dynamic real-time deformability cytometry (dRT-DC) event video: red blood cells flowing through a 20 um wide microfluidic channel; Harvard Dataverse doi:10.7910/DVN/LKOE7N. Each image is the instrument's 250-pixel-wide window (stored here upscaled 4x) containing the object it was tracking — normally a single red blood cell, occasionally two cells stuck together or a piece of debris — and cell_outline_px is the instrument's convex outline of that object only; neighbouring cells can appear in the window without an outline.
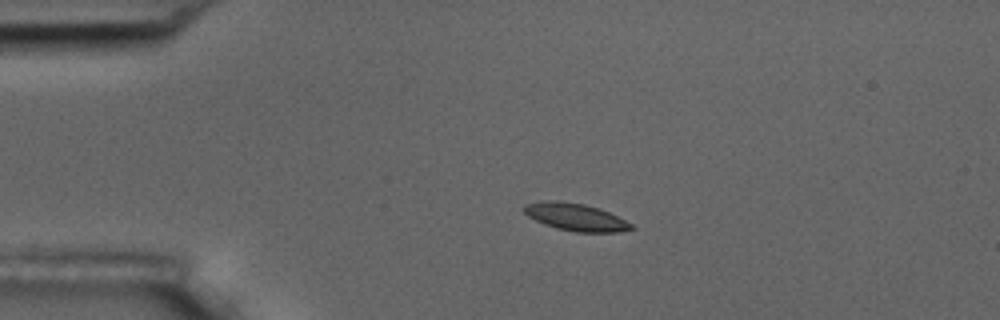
{"species": "common noctule bat (a hibernating species)", "species_latin": "Nyctalus noctula", "temperature_condition": "room temperature", "stored_images_in_passage": 3, "camera_frame_rate_fps": 3000, "um_per_image_px": 0.085, "animal": {"sex": "male", "body_mass_g": 17.5, "forearm_length_mm": 52.3}, "frame": {"image": 1, "passage_image": 2, "time_ms": 1.333, "image_size_px": [1000, 320], "cell_outline_px": [[636, 228], [620, 232], [576, 232], [556, 228], [544, 224], [528, 216], [524, 212], [524, 204], [544, 200], [560, 200], [584, 204], [608, 212], [632, 224]], "centroid_in_image_um": [48.9, 18.44], "position_along_channel_um": 36.1, "area_um2": 17.05}}